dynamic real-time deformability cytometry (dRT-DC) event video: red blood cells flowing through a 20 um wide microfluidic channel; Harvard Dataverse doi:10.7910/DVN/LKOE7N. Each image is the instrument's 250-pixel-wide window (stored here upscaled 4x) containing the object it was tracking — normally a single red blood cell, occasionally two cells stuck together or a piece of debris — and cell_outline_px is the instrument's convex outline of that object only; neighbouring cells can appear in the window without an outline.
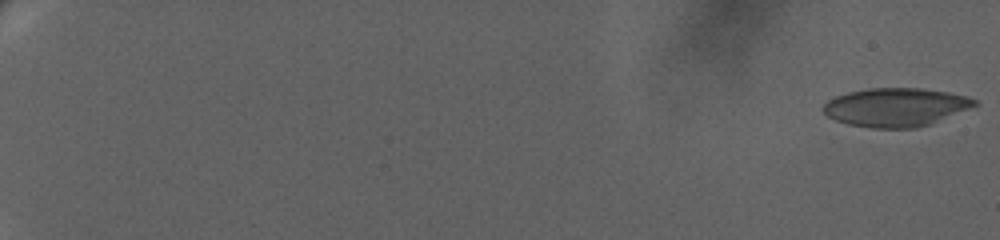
{"species": "human", "species_latin": "Homo sapiens", "temperature_condition": "warm", "stored_images_in_passage": 67, "camera_frame_rate_fps": 3000, "um_per_image_px": 0.085, "donor": {"sex": "female"}, "frame": {"image": 1, "passage_image": 1, "time_ms": 0.0, "image_size_px": [1000, 240], "cell_outline_px": [[980, 104], [928, 124], [916, 128], [872, 128], [848, 124], [836, 120], [828, 116], [820, 108], [828, 100], [836, 96], [848, 92], [868, 88], [920, 88], [948, 92], [968, 96], [976, 100]], "centroid_in_image_um": [76.12, 9.1], "position_along_channel_um": 8.9, "area_um2": 33.87}}
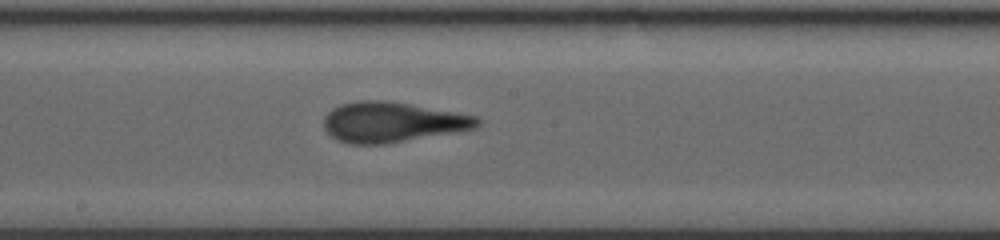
{"frame": {"image": 2, "passage_image": 42, "time_ms": 13.667, "image_size_px": [1000, 240], "cell_outline_px": [[480, 124], [476, 128], [456, 132], [384, 144], [348, 144], [336, 140], [324, 128], [324, 116], [332, 108], [340, 104], [360, 100], [384, 100], [408, 104], [476, 116], [480, 120]], "centroid_in_image_um": [33.3, 10.39], "position_along_channel_um": 214.9, "area_um2": 35.78}}
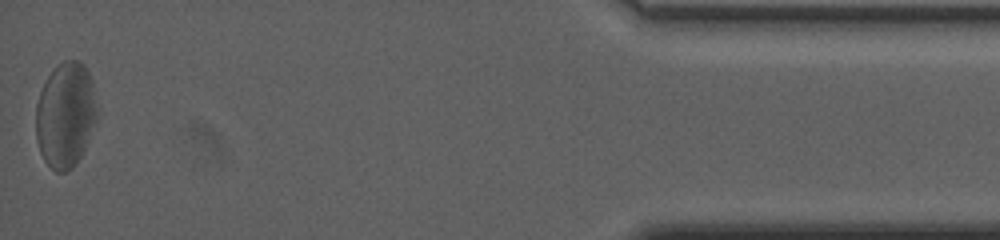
{"frame": {"image": 3, "passage_image": 67, "time_ms": 22.0, "image_size_px": [1000, 240], "cell_outline_px": [[96, 116], [88, 140], [80, 156], [72, 168], [64, 172], [56, 172], [44, 160], [40, 152], [36, 140], [36, 104], [40, 92], [48, 76], [64, 60], [80, 60], [84, 64], [92, 80], [96, 108]], "centroid_in_image_um": [5.54, 9.77], "position_along_channel_um": 429.7, "area_um2": 37.05}, "authors_computed_cell_mechanics": {"area_um2": 35.0846, "velocity_mm_per_s": 3.3324, "shape_relaxation_time_tau1_ms": 5.9576, "shape_relaxation_time_tau2_ms": 1.7191, "deformation_change_tau1": 0.1667, "deformation_change_tau2": 0.1136}}